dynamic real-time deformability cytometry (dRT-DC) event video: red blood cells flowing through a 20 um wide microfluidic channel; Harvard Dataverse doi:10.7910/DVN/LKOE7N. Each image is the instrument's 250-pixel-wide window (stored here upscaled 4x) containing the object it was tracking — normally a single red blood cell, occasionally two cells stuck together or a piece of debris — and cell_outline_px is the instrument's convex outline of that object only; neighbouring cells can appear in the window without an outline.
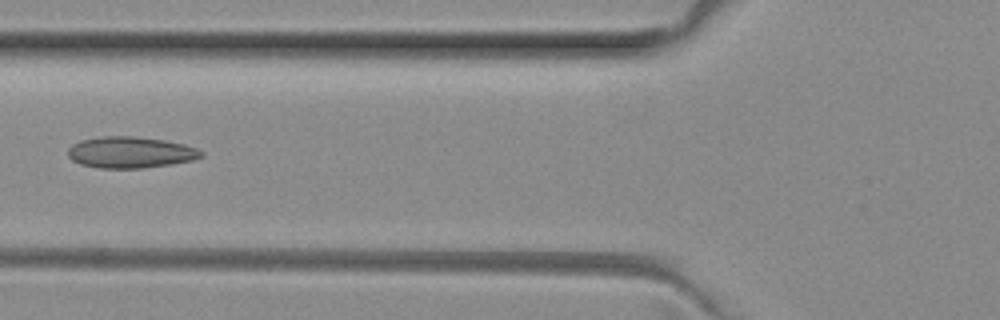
{"species": "common noctule bat (a hibernating species)", "species_latin": "Nyctalus noctula", "temperature_condition": "room temperature", "stored_images_in_passage": 3, "camera_frame_rate_fps": 3000, "um_per_image_px": 0.085, "animal": {"sex": "female", "body_mass_g": 29.2, "forearm_length_mm": 56.3}, "frame": {"image": 1, "passage_image": 3, "time_ms": 0.667, "image_size_px": [1000, 320], "cell_outline_px": [[204, 156], [192, 160], [172, 164], [144, 168], [100, 168], [80, 164], [72, 160], [68, 156], [68, 148], [72, 144], [80, 140], [100, 136], [132, 136], [164, 140], [184, 144], [196, 148], [204, 152]], "centroid_in_image_um": [11.08, 12.95], "position_along_channel_um": 114.7, "area_um2": 24.45}}